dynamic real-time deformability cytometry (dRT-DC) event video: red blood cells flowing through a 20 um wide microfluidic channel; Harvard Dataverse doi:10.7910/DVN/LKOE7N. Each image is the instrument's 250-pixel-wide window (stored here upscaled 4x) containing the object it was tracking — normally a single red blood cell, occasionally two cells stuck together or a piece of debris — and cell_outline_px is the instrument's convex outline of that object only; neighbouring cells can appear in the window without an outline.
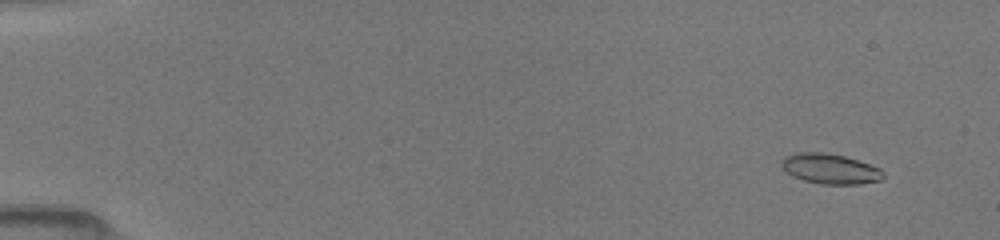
{"species": "common noctule bat (a hibernating species)", "species_latin": "Nyctalus noctula", "temperature_condition": "room temperature", "stored_images_in_passage": 53, "camera_frame_rate_fps": 3000, "um_per_image_px": 0.085, "animal": {"sex": "female", "body_mass_g": 19.5, "forearm_length_mm": 54.1}, "frame": {"image": 1, "passage_image": 5, "time_ms": 1.333, "image_size_px": [1000, 240], "cell_outline_px": [[884, 176], [880, 180], [860, 184], [820, 184], [804, 180], [792, 176], [780, 164], [780, 160], [784, 156], [796, 152], [824, 152], [844, 156], [880, 168], [884, 172]], "centroid_in_image_um": [70.53, 14.34], "position_along_channel_um": 14.5, "area_um2": 17.86}}
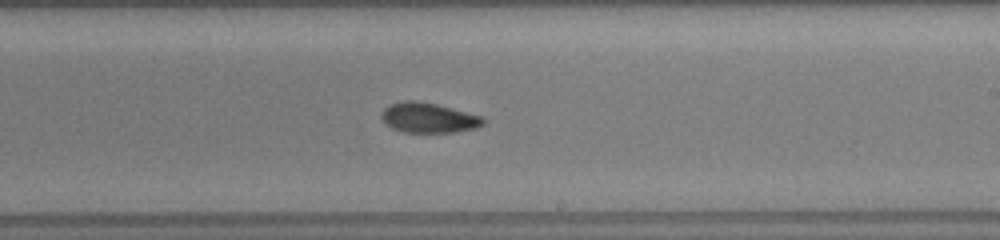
{"frame": {"image": 2, "passage_image": 33, "time_ms": 10.667, "image_size_px": [1000, 240], "cell_outline_px": [[484, 124], [476, 128], [452, 132], [404, 132], [392, 128], [384, 124], [380, 116], [384, 108], [392, 104], [404, 100], [416, 100], [436, 104], [484, 116]], "centroid_in_image_um": [36.41, 10.01], "position_along_channel_um": 252.6, "area_um2": 17.86}}
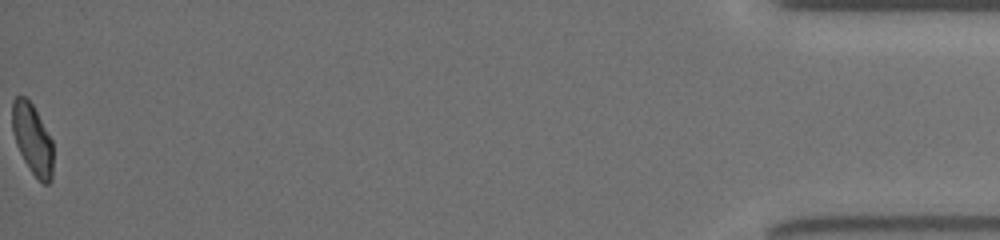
{"frame": {"image": 3, "passage_image": 53, "time_ms": 17.333, "image_size_px": [1000, 240], "cell_outline_px": [[52, 180], [48, 184], [44, 184], [32, 172], [24, 160], [16, 144], [12, 132], [12, 100], [16, 96], [24, 96], [32, 104], [52, 140]], "centroid_in_image_um": [2.74, 11.81], "position_along_channel_um": 432.5, "area_um2": 16.59}, "authors_computed_cell_mechanics": {"area_um2": 17.7446, "velocity_mm_per_s": 4.0407, "shape_relaxation_time_tau1_ms": 3.6591, "shape_relaxation_time_tau2_ms": 2.7495, "deformation_change_tau1": 0.1189, "deformation_change_tau2": 0.0808}}